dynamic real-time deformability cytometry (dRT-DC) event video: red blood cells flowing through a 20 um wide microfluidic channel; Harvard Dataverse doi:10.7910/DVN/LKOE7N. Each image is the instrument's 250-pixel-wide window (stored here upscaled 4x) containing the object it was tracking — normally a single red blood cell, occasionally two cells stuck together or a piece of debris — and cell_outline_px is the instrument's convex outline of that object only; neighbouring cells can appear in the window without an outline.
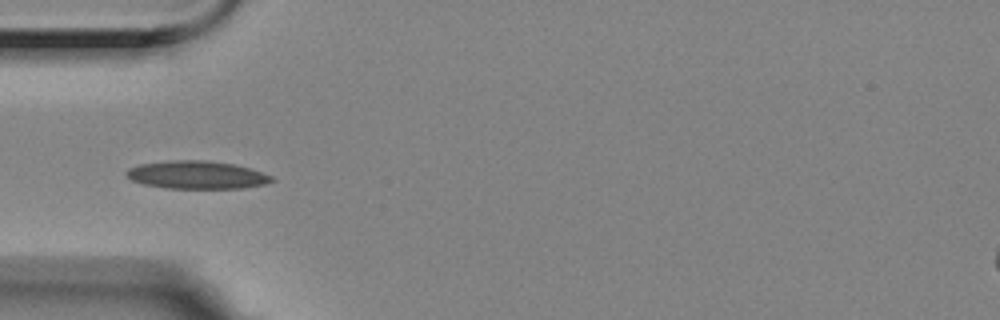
{"species": "Egyptian fruit bat (a non-hibernating species)", "species_latin": "Rousettus aegyptiacus", "temperature_condition": "room temperature", "stored_images_in_passage": 15, "camera_frame_rate_fps": 3000, "um_per_image_px": 0.085, "animal": {"sex": "female"}, "frame": {"image": 1, "passage_image": 1, "time_ms": 0.0, "image_size_px": [1000, 320], "cell_outline_px": [[276, 180], [264, 184], [244, 188], [164, 188], [144, 184], [132, 180], [124, 172], [128, 168], [140, 164], [176, 160], [208, 160], [232, 164], [248, 168], [272, 176]], "centroid_in_image_um": [16.72, 14.87], "position_along_channel_um": 68.3, "area_um2": 23.47}}
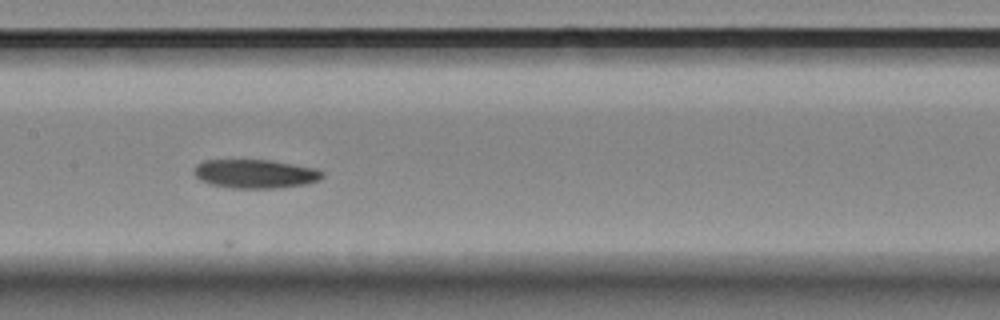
{"frame": {"image": 2, "passage_image": 11, "time_ms": 3.333, "image_size_px": [1000, 320], "cell_outline_px": [[324, 176], [320, 180], [304, 184], [280, 188], [232, 188], [212, 184], [200, 180], [196, 176], [196, 164], [204, 160], [268, 160], [316, 168], [324, 172]], "centroid_in_image_um": [21.73, 14.77], "position_along_channel_um": 185.7, "area_um2": 21.39}}
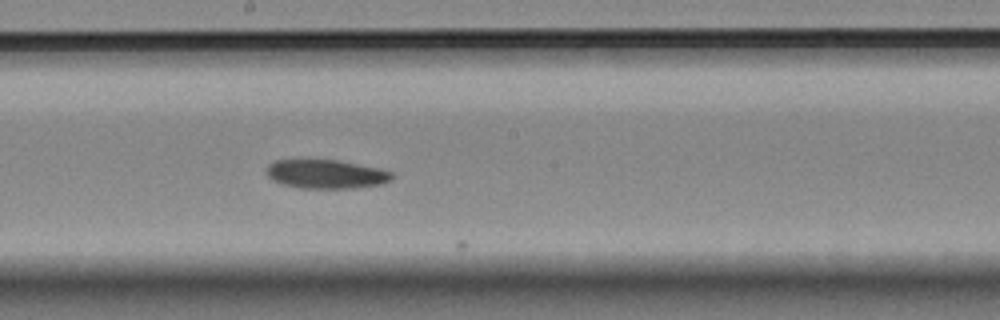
{"frame": {"image": 3, "passage_image": 14, "time_ms": 4.333, "image_size_px": [1000, 320], "cell_outline_px": [[392, 180], [380, 184], [352, 188], [300, 188], [284, 184], [272, 180], [268, 176], [268, 164], [272, 160], [308, 156], [336, 160], [380, 168], [392, 172]], "centroid_in_image_um": [27.64, 14.74], "position_along_channel_um": 220.6, "area_um2": 21.85}}